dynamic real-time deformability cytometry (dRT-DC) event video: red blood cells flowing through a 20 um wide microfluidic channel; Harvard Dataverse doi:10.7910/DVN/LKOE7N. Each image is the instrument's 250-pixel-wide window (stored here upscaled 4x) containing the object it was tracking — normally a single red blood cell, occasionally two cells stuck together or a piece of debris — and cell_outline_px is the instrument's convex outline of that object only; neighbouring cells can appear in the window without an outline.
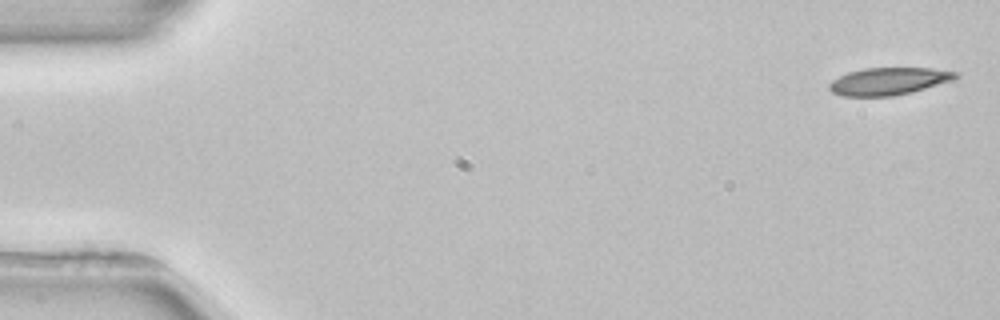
{"species": "common noctule bat (a hibernating species)", "species_latin": "Nyctalus noctula", "temperature_condition": "room temperature", "stored_images_in_passage": 4, "camera_frame_rate_fps": 3000, "um_per_image_px": 0.085, "animal": {"sex": "female", "body_mass_g": 22.7, "forearm_length_mm": 54.2}, "frame": {"image": 1, "passage_image": 1, "time_ms": 0.0, "image_size_px": [1000, 320], "cell_outline_px": [[960, 76], [952, 80], [912, 92], [892, 96], [844, 96], [832, 92], [828, 88], [828, 84], [832, 80], [848, 72], [864, 68], [928, 68], [960, 72]], "centroid_in_image_um": [75.54, 6.9], "position_along_channel_um": 9.5, "area_um2": 20.11}}
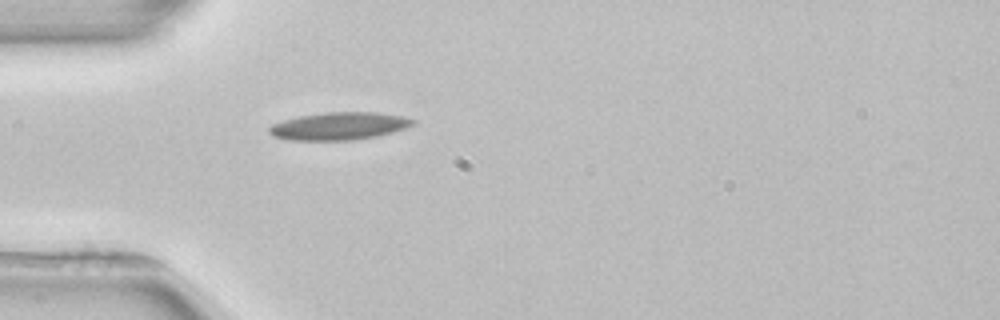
{"frame": {"image": 2, "passage_image": 4, "time_ms": 4.667, "image_size_px": [1000, 320], "cell_outline_px": [[416, 124], [392, 132], [376, 136], [352, 140], [288, 140], [272, 136], [268, 132], [268, 128], [272, 124], [284, 120], [300, 116], [328, 112], [380, 112], [400, 116], [416, 120]], "centroid_in_image_um": [28.81, 10.72], "position_along_channel_um": 56.2, "area_um2": 23.06}}